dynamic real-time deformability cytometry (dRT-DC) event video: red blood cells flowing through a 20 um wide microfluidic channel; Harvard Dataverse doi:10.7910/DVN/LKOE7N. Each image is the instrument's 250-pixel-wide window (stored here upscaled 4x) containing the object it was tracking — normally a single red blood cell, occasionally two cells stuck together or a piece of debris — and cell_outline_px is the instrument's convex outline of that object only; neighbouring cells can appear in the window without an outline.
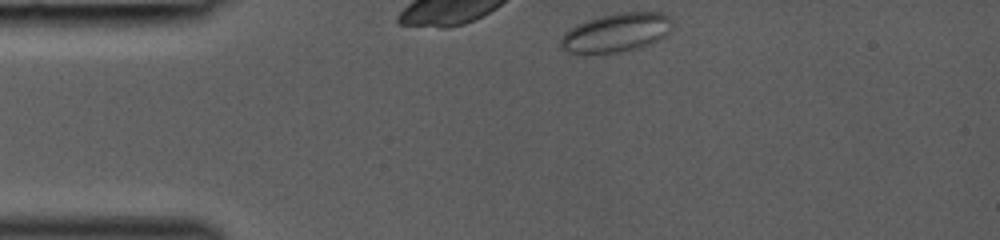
{"species": "common noctule bat (a hibernating species)", "species_latin": "Nyctalus noctula", "temperature_condition": "room temperature", "stored_images_in_passage": 6, "camera_frame_rate_fps": 3000, "um_per_image_px": 0.085, "animal": {"sex": "female", "body_mass_g": 19.0, "forearm_length_mm": 53.3}, "frame": {"image": 1, "passage_image": 1, "time_ms": 0.0, "image_size_px": [1000, 240], "cell_outline_px": [[672, 28], [660, 40], [652, 44], [620, 52], [568, 52], [560, 48], [560, 40], [564, 32], [576, 24], [600, 16], [620, 12], [664, 12], [672, 20]], "centroid_in_image_um": [52.41, 2.75], "position_along_channel_um": 32.6, "area_um2": 25.2}}